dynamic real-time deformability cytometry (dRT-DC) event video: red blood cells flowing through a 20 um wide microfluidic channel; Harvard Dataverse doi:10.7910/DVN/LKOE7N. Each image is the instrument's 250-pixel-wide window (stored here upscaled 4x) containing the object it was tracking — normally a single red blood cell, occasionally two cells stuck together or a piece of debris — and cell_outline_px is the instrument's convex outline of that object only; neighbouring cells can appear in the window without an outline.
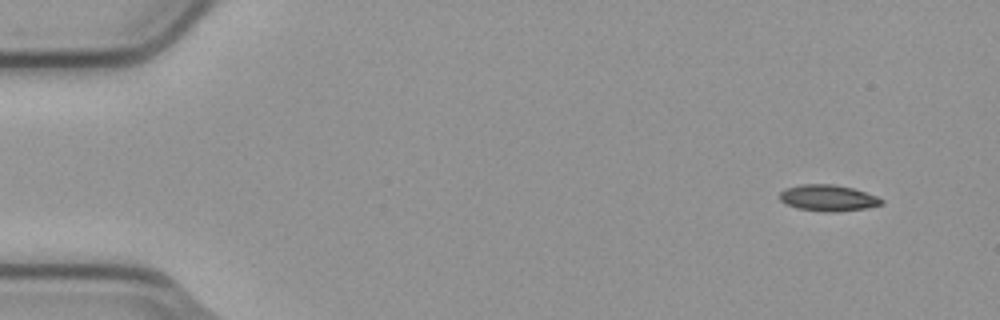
{"species": "common noctule bat (a hibernating species)", "species_latin": "Nyctalus noctula", "temperature_condition": "cold", "stored_images_in_passage": 4, "camera_frame_rate_fps": 3000, "um_per_image_px": 0.085, "animal": {"sex": "male", "body_mass_g": 23.1, "forearm_length_mm": 52.7}, "frame": {"image": 1, "passage_image": 1, "time_ms": 0.0, "image_size_px": [1000, 320], "cell_outline_px": [[884, 204], [868, 208], [832, 212], [824, 212], [796, 208], [780, 200], [780, 192], [784, 188], [800, 184], [832, 184], [852, 188], [876, 196], [884, 200]], "centroid_in_image_um": [70.38, 16.83], "position_along_channel_um": 14.6, "area_um2": 15.61}}
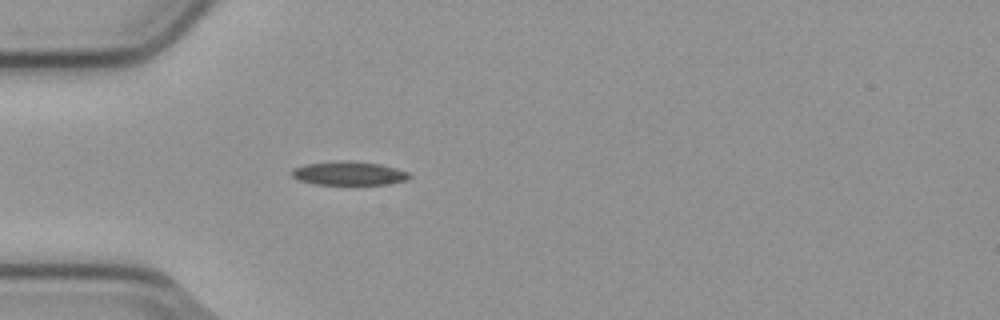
{"frame": {"image": 2, "passage_image": 4, "time_ms": 1.0, "image_size_px": [1000, 320], "cell_outline_px": [[412, 176], [408, 180], [388, 184], [312, 184], [300, 180], [292, 176], [292, 168], [304, 164], [336, 160], [356, 160], [380, 164], [396, 168], [408, 172]], "centroid_in_image_um": [29.66, 14.71], "position_along_channel_um": 55.3, "area_um2": 16.53}}